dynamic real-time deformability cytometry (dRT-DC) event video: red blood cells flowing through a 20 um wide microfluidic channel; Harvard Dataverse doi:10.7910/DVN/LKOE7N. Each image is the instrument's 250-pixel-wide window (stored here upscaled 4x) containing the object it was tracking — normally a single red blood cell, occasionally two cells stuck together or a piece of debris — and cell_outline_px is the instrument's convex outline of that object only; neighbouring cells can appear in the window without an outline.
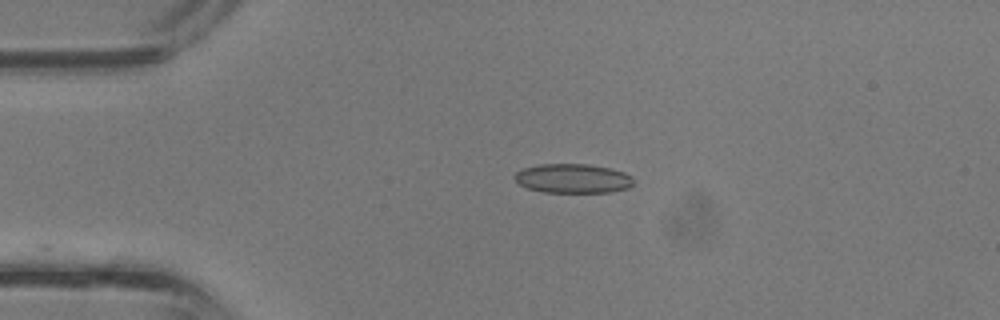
{"species": "common noctule bat (a hibernating species)", "species_latin": "Nyctalus noctula", "temperature_condition": "room temperature", "stored_images_in_passage": 16, "camera_frame_rate_fps": 3000, "um_per_image_px": 0.085, "animal": {"sex": "male", "body_mass_g": 13.3}, "frame": {"image": 1, "passage_image": 1, "time_ms": 0.0, "image_size_px": [1000, 320], "cell_outline_px": [[632, 184], [628, 188], [612, 192], [544, 192], [528, 188], [520, 184], [512, 176], [516, 172], [524, 168], [540, 164], [588, 164], [612, 168], [624, 172], [632, 176]], "centroid_in_image_um": [48.7, 15.16], "position_along_channel_um": 36.3, "area_um2": 20.29}}
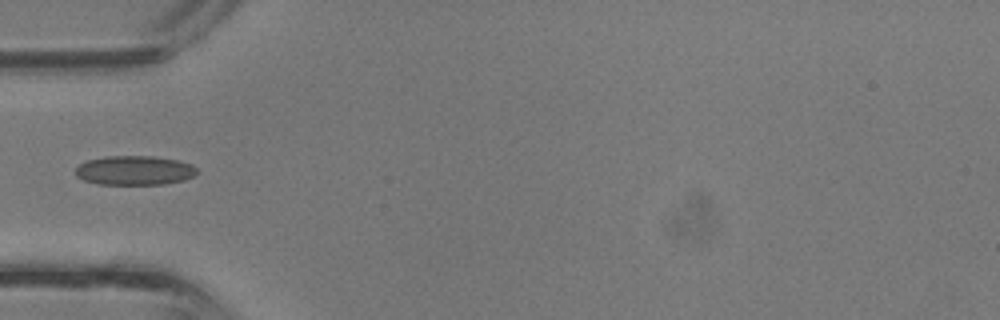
{"frame": {"image": 2, "passage_image": 5, "time_ms": 1.333, "image_size_px": [1000, 320], "cell_outline_px": [[196, 172], [192, 176], [184, 180], [164, 184], [96, 184], [84, 180], [76, 176], [76, 168], [80, 164], [88, 160], [104, 156], [152, 156], [176, 160], [192, 164], [196, 168]], "centroid_in_image_um": [11.41, 14.48], "position_along_channel_um": 73.6, "area_um2": 20.63}}
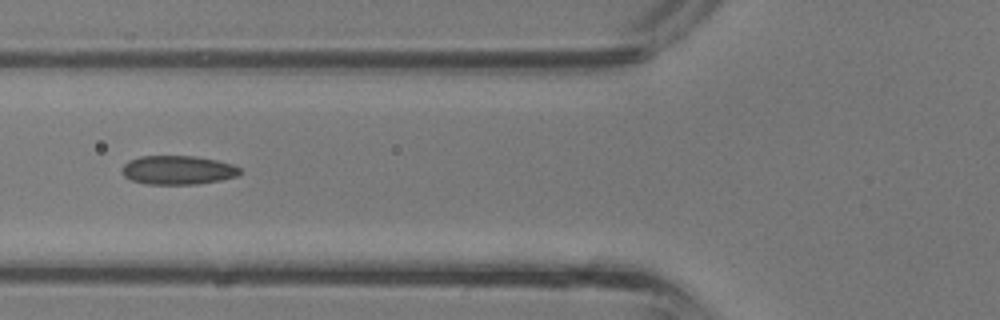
{"frame": {"image": 3, "passage_image": 7, "time_ms": 2.0, "image_size_px": [1000, 320], "cell_outline_px": [[240, 172], [236, 176], [220, 180], [196, 184], [144, 184], [132, 180], [124, 176], [120, 172], [120, 168], [128, 160], [140, 156], [196, 156], [216, 160], [232, 164], [240, 168]], "centroid_in_image_um": [15.06, 14.45], "position_along_channel_um": 110.7, "area_um2": 19.94}}